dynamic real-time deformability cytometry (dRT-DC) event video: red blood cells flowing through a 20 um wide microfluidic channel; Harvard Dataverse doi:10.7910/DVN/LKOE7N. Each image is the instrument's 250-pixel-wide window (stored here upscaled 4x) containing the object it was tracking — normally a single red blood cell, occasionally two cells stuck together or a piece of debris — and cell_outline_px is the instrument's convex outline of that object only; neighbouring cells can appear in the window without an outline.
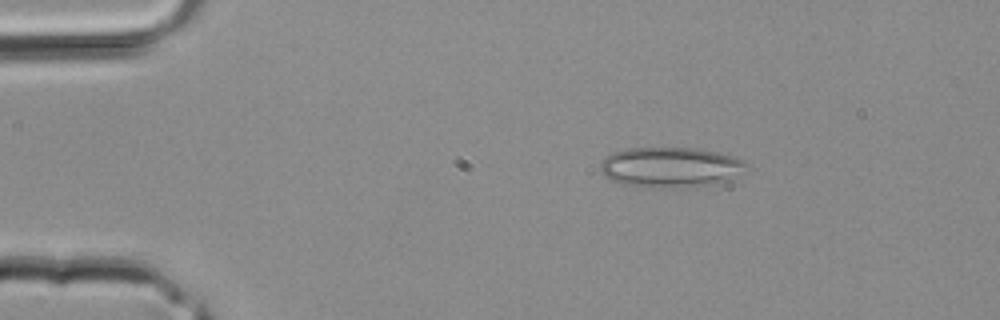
{"species": "common noctule bat (a hibernating species)", "species_latin": "Nyctalus noctula", "temperature_condition": "room temperature", "stored_images_in_passage": 2, "camera_frame_rate_fps": 3000, "um_per_image_px": 0.085, "animal": {"sex": "male", "body_mass_g": 20.4}, "frame": {"image": 1, "passage_image": 1, "time_ms": 0.0, "image_size_px": [1000, 320], "cell_outline_px": [[748, 164], [732, 176], [720, 184], [664, 188], [640, 188], [624, 184], [612, 180], [600, 168], [600, 164], [604, 156], [612, 152], [628, 148], [696, 148], [720, 152], [744, 160]], "centroid_in_image_um": [56.94, 14.21], "position_along_channel_um": 28.1, "area_um2": 34.16}}